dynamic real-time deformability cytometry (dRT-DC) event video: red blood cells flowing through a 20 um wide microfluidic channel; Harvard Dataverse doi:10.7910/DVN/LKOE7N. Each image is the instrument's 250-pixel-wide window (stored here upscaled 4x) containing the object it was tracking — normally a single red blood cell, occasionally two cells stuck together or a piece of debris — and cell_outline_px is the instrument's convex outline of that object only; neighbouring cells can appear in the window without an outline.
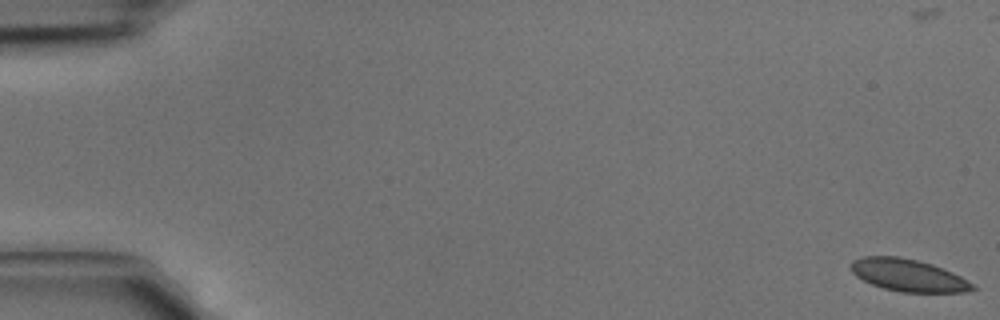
{"species": "common noctule bat (a hibernating species)", "species_latin": "Nyctalus noctula", "temperature_condition": "cold", "stored_images_in_passage": 4, "camera_frame_rate_fps": 3000, "um_per_image_px": 0.085, "animal": {"sex": "male", "body_mass_g": 15.6}, "frame": {"image": 1, "passage_image": 1, "time_ms": 0.0, "image_size_px": [1000, 320], "cell_outline_px": [[976, 288], [964, 292], [900, 292], [884, 288], [872, 284], [856, 276], [852, 272], [848, 264], [852, 260], [864, 256], [900, 256], [932, 264], [952, 272], [976, 284]], "centroid_in_image_um": [77.18, 23.39], "position_along_channel_um": 7.8, "area_um2": 22.95}}